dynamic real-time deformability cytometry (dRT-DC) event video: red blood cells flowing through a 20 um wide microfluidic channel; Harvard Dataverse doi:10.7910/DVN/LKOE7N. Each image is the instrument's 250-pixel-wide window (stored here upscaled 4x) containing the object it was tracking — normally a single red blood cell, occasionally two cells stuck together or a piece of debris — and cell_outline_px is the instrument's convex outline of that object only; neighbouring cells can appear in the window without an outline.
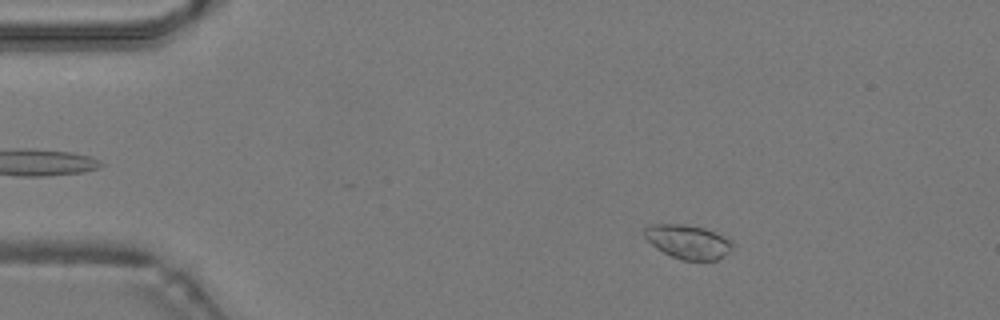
{"species": "common noctule bat (a hibernating species)", "species_latin": "Nyctalus noctula", "temperature_condition": "warm", "stored_images_in_passage": 48, "camera_frame_rate_fps": 3000, "um_per_image_px": 0.085, "animal": {"sex": "male", "body_mass_g": 19.2, "forearm_length_mm": 51.8}, "frame": {"image": 1, "passage_image": 7, "time_ms": 2.0, "image_size_px": [1000, 320], "cell_outline_px": [[732, 248], [728, 252], [716, 260], [680, 260], [656, 248], [644, 236], [644, 228], [648, 224], [680, 224], [704, 228], [732, 240]], "centroid_in_image_um": [58.45, 20.54], "position_along_channel_um": 26.5, "area_um2": 17.22}}
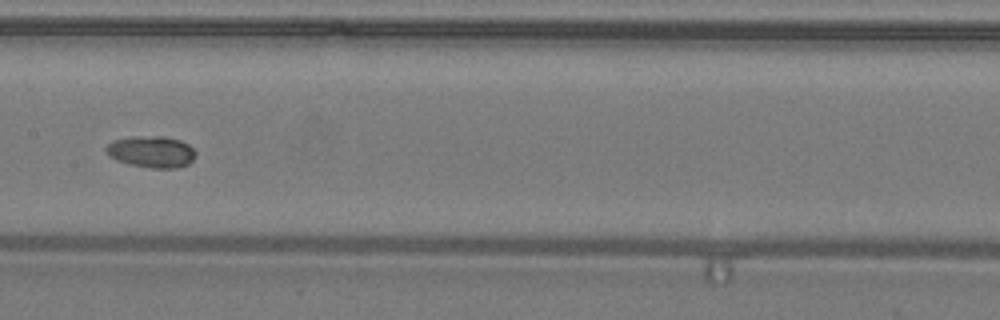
{"frame": {"image": 2, "passage_image": 24, "time_ms": 7.667, "image_size_px": [1000, 320], "cell_outline_px": [[196, 156], [188, 164], [176, 168], [152, 168], [128, 164], [116, 160], [108, 156], [104, 148], [112, 140], [136, 136], [164, 136], [180, 140], [188, 144], [196, 152]], "centroid_in_image_um": [12.85, 12.9], "position_along_channel_um": 194.5, "area_um2": 16.65}}
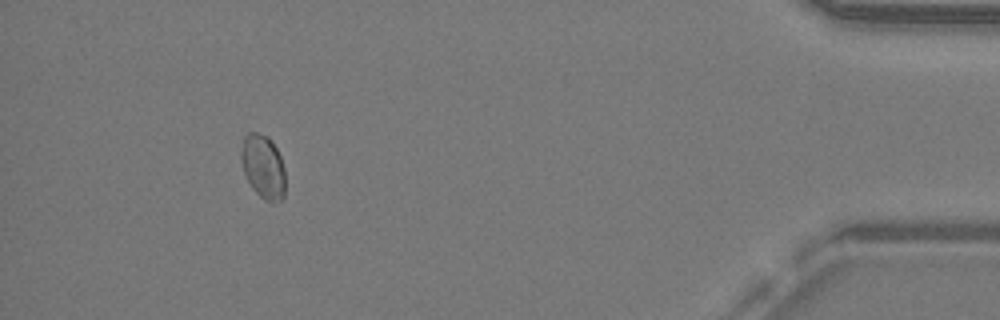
{"frame": {"image": 3, "passage_image": 44, "time_ms": 14.333, "image_size_px": [1000, 320], "cell_outline_px": [[284, 200], [272, 204], [264, 200], [252, 188], [244, 172], [240, 156], [240, 152], [244, 136], [248, 132], [256, 132], [268, 136], [272, 140], [280, 156], [284, 168]], "centroid_in_image_um": [22.37, 14.18], "position_along_channel_um": 412.8, "area_um2": 16.65}, "authors_computed_cell_mechanics": {"area_um2": 16.4441, "velocity_mm_per_s": 4.2224, "shape_relaxation_time_tau1_ms": 7.1925, "shape_relaxation_time_tau2_ms": null, "deformation_change_tau1": 0.1664, "deformation_change_tau2": null}}